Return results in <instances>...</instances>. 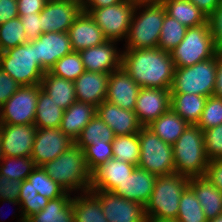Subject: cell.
I'll list each match as a JSON object with an SVG mask.
<instances>
[{"mask_svg":"<svg viewBox=\"0 0 222 222\" xmlns=\"http://www.w3.org/2000/svg\"><path fill=\"white\" fill-rule=\"evenodd\" d=\"M136 2L125 0L111 6L97 9H83L100 27L107 40H126L132 17L136 8Z\"/></svg>","mask_w":222,"mask_h":222,"instance_id":"cell-10","label":"cell"},{"mask_svg":"<svg viewBox=\"0 0 222 222\" xmlns=\"http://www.w3.org/2000/svg\"><path fill=\"white\" fill-rule=\"evenodd\" d=\"M96 114L97 107L93 104L76 101L64 110L59 129L76 141L83 128Z\"/></svg>","mask_w":222,"mask_h":222,"instance_id":"cell-25","label":"cell"},{"mask_svg":"<svg viewBox=\"0 0 222 222\" xmlns=\"http://www.w3.org/2000/svg\"><path fill=\"white\" fill-rule=\"evenodd\" d=\"M35 167L31 157L4 156L0 163V174L22 182L28 178Z\"/></svg>","mask_w":222,"mask_h":222,"instance_id":"cell-40","label":"cell"},{"mask_svg":"<svg viewBox=\"0 0 222 222\" xmlns=\"http://www.w3.org/2000/svg\"><path fill=\"white\" fill-rule=\"evenodd\" d=\"M114 131L96 114L83 128L75 144L82 150L88 145L112 143Z\"/></svg>","mask_w":222,"mask_h":222,"instance_id":"cell-34","label":"cell"},{"mask_svg":"<svg viewBox=\"0 0 222 222\" xmlns=\"http://www.w3.org/2000/svg\"><path fill=\"white\" fill-rule=\"evenodd\" d=\"M166 14L187 28L197 27L207 22V16L190 0H159Z\"/></svg>","mask_w":222,"mask_h":222,"instance_id":"cell-30","label":"cell"},{"mask_svg":"<svg viewBox=\"0 0 222 222\" xmlns=\"http://www.w3.org/2000/svg\"><path fill=\"white\" fill-rule=\"evenodd\" d=\"M135 165L112 158L102 164L91 174V190L112 192L117 185H121L132 171Z\"/></svg>","mask_w":222,"mask_h":222,"instance_id":"cell-23","label":"cell"},{"mask_svg":"<svg viewBox=\"0 0 222 222\" xmlns=\"http://www.w3.org/2000/svg\"><path fill=\"white\" fill-rule=\"evenodd\" d=\"M156 178V175L136 166L131 175L112 192L145 206L153 192Z\"/></svg>","mask_w":222,"mask_h":222,"instance_id":"cell-22","label":"cell"},{"mask_svg":"<svg viewBox=\"0 0 222 222\" xmlns=\"http://www.w3.org/2000/svg\"><path fill=\"white\" fill-rule=\"evenodd\" d=\"M208 222H222V214L218 215L214 219L209 220Z\"/></svg>","mask_w":222,"mask_h":222,"instance_id":"cell-59","label":"cell"},{"mask_svg":"<svg viewBox=\"0 0 222 222\" xmlns=\"http://www.w3.org/2000/svg\"><path fill=\"white\" fill-rule=\"evenodd\" d=\"M109 74L85 71L75 81V95L78 102L98 107L107 95Z\"/></svg>","mask_w":222,"mask_h":222,"instance_id":"cell-24","label":"cell"},{"mask_svg":"<svg viewBox=\"0 0 222 222\" xmlns=\"http://www.w3.org/2000/svg\"><path fill=\"white\" fill-rule=\"evenodd\" d=\"M70 192L48 201L40 212L28 217L30 222H74V211Z\"/></svg>","mask_w":222,"mask_h":222,"instance_id":"cell-31","label":"cell"},{"mask_svg":"<svg viewBox=\"0 0 222 222\" xmlns=\"http://www.w3.org/2000/svg\"><path fill=\"white\" fill-rule=\"evenodd\" d=\"M0 68L21 86L40 84L46 72L36 61L31 41L1 52Z\"/></svg>","mask_w":222,"mask_h":222,"instance_id":"cell-6","label":"cell"},{"mask_svg":"<svg viewBox=\"0 0 222 222\" xmlns=\"http://www.w3.org/2000/svg\"><path fill=\"white\" fill-rule=\"evenodd\" d=\"M213 95L222 98V52L216 53V82Z\"/></svg>","mask_w":222,"mask_h":222,"instance_id":"cell-53","label":"cell"},{"mask_svg":"<svg viewBox=\"0 0 222 222\" xmlns=\"http://www.w3.org/2000/svg\"><path fill=\"white\" fill-rule=\"evenodd\" d=\"M37 191H35L32 187V184L29 180L25 179L22 181L20 195L19 197H32L36 196Z\"/></svg>","mask_w":222,"mask_h":222,"instance_id":"cell-56","label":"cell"},{"mask_svg":"<svg viewBox=\"0 0 222 222\" xmlns=\"http://www.w3.org/2000/svg\"><path fill=\"white\" fill-rule=\"evenodd\" d=\"M187 27L165 13L160 32L158 48L170 52L178 46L185 37Z\"/></svg>","mask_w":222,"mask_h":222,"instance_id":"cell-37","label":"cell"},{"mask_svg":"<svg viewBox=\"0 0 222 222\" xmlns=\"http://www.w3.org/2000/svg\"><path fill=\"white\" fill-rule=\"evenodd\" d=\"M18 222H30V220L28 219V218H24V219H22V220H18Z\"/></svg>","mask_w":222,"mask_h":222,"instance_id":"cell-62","label":"cell"},{"mask_svg":"<svg viewBox=\"0 0 222 222\" xmlns=\"http://www.w3.org/2000/svg\"><path fill=\"white\" fill-rule=\"evenodd\" d=\"M1 201H2L3 203H4V202H6V203L8 202V204L19 205V206H18L19 209L21 208V205H20V202H19V201H12V200H9V199H8V200H0V202H1Z\"/></svg>","mask_w":222,"mask_h":222,"instance_id":"cell-58","label":"cell"},{"mask_svg":"<svg viewBox=\"0 0 222 222\" xmlns=\"http://www.w3.org/2000/svg\"><path fill=\"white\" fill-rule=\"evenodd\" d=\"M165 13L160 1L137 3L124 49L157 48Z\"/></svg>","mask_w":222,"mask_h":222,"instance_id":"cell-3","label":"cell"},{"mask_svg":"<svg viewBox=\"0 0 222 222\" xmlns=\"http://www.w3.org/2000/svg\"><path fill=\"white\" fill-rule=\"evenodd\" d=\"M50 74L75 81L85 72L79 52L72 51L59 59L48 71Z\"/></svg>","mask_w":222,"mask_h":222,"instance_id":"cell-41","label":"cell"},{"mask_svg":"<svg viewBox=\"0 0 222 222\" xmlns=\"http://www.w3.org/2000/svg\"><path fill=\"white\" fill-rule=\"evenodd\" d=\"M20 87V84L0 68V108Z\"/></svg>","mask_w":222,"mask_h":222,"instance_id":"cell-49","label":"cell"},{"mask_svg":"<svg viewBox=\"0 0 222 222\" xmlns=\"http://www.w3.org/2000/svg\"><path fill=\"white\" fill-rule=\"evenodd\" d=\"M188 125L189 124L170 107L164 114L151 122L147 128L165 143L173 145Z\"/></svg>","mask_w":222,"mask_h":222,"instance_id":"cell-28","label":"cell"},{"mask_svg":"<svg viewBox=\"0 0 222 222\" xmlns=\"http://www.w3.org/2000/svg\"><path fill=\"white\" fill-rule=\"evenodd\" d=\"M188 186L195 193L208 221L222 214V191L213 186L206 177L190 178Z\"/></svg>","mask_w":222,"mask_h":222,"instance_id":"cell-26","label":"cell"},{"mask_svg":"<svg viewBox=\"0 0 222 222\" xmlns=\"http://www.w3.org/2000/svg\"><path fill=\"white\" fill-rule=\"evenodd\" d=\"M203 134L208 160L222 159V124L204 130Z\"/></svg>","mask_w":222,"mask_h":222,"instance_id":"cell-44","label":"cell"},{"mask_svg":"<svg viewBox=\"0 0 222 222\" xmlns=\"http://www.w3.org/2000/svg\"><path fill=\"white\" fill-rule=\"evenodd\" d=\"M74 144L75 141L62 133L59 128L37 129L31 158L35 166H42Z\"/></svg>","mask_w":222,"mask_h":222,"instance_id":"cell-14","label":"cell"},{"mask_svg":"<svg viewBox=\"0 0 222 222\" xmlns=\"http://www.w3.org/2000/svg\"><path fill=\"white\" fill-rule=\"evenodd\" d=\"M178 222H208L193 190L187 186L179 201Z\"/></svg>","mask_w":222,"mask_h":222,"instance_id":"cell-36","label":"cell"},{"mask_svg":"<svg viewBox=\"0 0 222 222\" xmlns=\"http://www.w3.org/2000/svg\"><path fill=\"white\" fill-rule=\"evenodd\" d=\"M130 1H134L136 3H144V2H155L159 0H130Z\"/></svg>","mask_w":222,"mask_h":222,"instance_id":"cell-60","label":"cell"},{"mask_svg":"<svg viewBox=\"0 0 222 222\" xmlns=\"http://www.w3.org/2000/svg\"><path fill=\"white\" fill-rule=\"evenodd\" d=\"M99 199L108 222H145V206L102 190H91Z\"/></svg>","mask_w":222,"mask_h":222,"instance_id":"cell-13","label":"cell"},{"mask_svg":"<svg viewBox=\"0 0 222 222\" xmlns=\"http://www.w3.org/2000/svg\"><path fill=\"white\" fill-rule=\"evenodd\" d=\"M83 151L87 168L91 174L102 164L113 158L112 143L88 145Z\"/></svg>","mask_w":222,"mask_h":222,"instance_id":"cell-43","label":"cell"},{"mask_svg":"<svg viewBox=\"0 0 222 222\" xmlns=\"http://www.w3.org/2000/svg\"><path fill=\"white\" fill-rule=\"evenodd\" d=\"M170 90L161 88H141L139 90L134 112L140 124L147 127L151 122L170 108Z\"/></svg>","mask_w":222,"mask_h":222,"instance_id":"cell-18","label":"cell"},{"mask_svg":"<svg viewBox=\"0 0 222 222\" xmlns=\"http://www.w3.org/2000/svg\"><path fill=\"white\" fill-rule=\"evenodd\" d=\"M40 87L21 86L0 108V124H34Z\"/></svg>","mask_w":222,"mask_h":222,"instance_id":"cell-11","label":"cell"},{"mask_svg":"<svg viewBox=\"0 0 222 222\" xmlns=\"http://www.w3.org/2000/svg\"><path fill=\"white\" fill-rule=\"evenodd\" d=\"M97 115L114 131L115 136L139 133L143 127L134 111L123 109L106 100L97 107Z\"/></svg>","mask_w":222,"mask_h":222,"instance_id":"cell-21","label":"cell"},{"mask_svg":"<svg viewBox=\"0 0 222 222\" xmlns=\"http://www.w3.org/2000/svg\"><path fill=\"white\" fill-rule=\"evenodd\" d=\"M3 158H4V155H3V152H2V143H1V140H0V163L3 160Z\"/></svg>","mask_w":222,"mask_h":222,"instance_id":"cell-61","label":"cell"},{"mask_svg":"<svg viewBox=\"0 0 222 222\" xmlns=\"http://www.w3.org/2000/svg\"><path fill=\"white\" fill-rule=\"evenodd\" d=\"M40 86L64 110L77 101L74 81L58 77L46 71Z\"/></svg>","mask_w":222,"mask_h":222,"instance_id":"cell-27","label":"cell"},{"mask_svg":"<svg viewBox=\"0 0 222 222\" xmlns=\"http://www.w3.org/2000/svg\"><path fill=\"white\" fill-rule=\"evenodd\" d=\"M64 109L58 106L51 97L39 88L34 125L37 129L59 128Z\"/></svg>","mask_w":222,"mask_h":222,"instance_id":"cell-33","label":"cell"},{"mask_svg":"<svg viewBox=\"0 0 222 222\" xmlns=\"http://www.w3.org/2000/svg\"><path fill=\"white\" fill-rule=\"evenodd\" d=\"M22 182L0 174V200L18 201Z\"/></svg>","mask_w":222,"mask_h":222,"instance_id":"cell-48","label":"cell"},{"mask_svg":"<svg viewBox=\"0 0 222 222\" xmlns=\"http://www.w3.org/2000/svg\"><path fill=\"white\" fill-rule=\"evenodd\" d=\"M73 51H81L107 41L100 27L84 10L75 18L68 30Z\"/></svg>","mask_w":222,"mask_h":222,"instance_id":"cell-20","label":"cell"},{"mask_svg":"<svg viewBox=\"0 0 222 222\" xmlns=\"http://www.w3.org/2000/svg\"><path fill=\"white\" fill-rule=\"evenodd\" d=\"M18 201L21 205V209L18 211L19 213L21 212L19 220H22L44 209L49 199L37 193L36 196L32 197H19Z\"/></svg>","mask_w":222,"mask_h":222,"instance_id":"cell-45","label":"cell"},{"mask_svg":"<svg viewBox=\"0 0 222 222\" xmlns=\"http://www.w3.org/2000/svg\"><path fill=\"white\" fill-rule=\"evenodd\" d=\"M31 42L35 45L36 61L45 71L73 51L67 32L42 33Z\"/></svg>","mask_w":222,"mask_h":222,"instance_id":"cell-17","label":"cell"},{"mask_svg":"<svg viewBox=\"0 0 222 222\" xmlns=\"http://www.w3.org/2000/svg\"><path fill=\"white\" fill-rule=\"evenodd\" d=\"M48 0H17L18 14L40 13Z\"/></svg>","mask_w":222,"mask_h":222,"instance_id":"cell-51","label":"cell"},{"mask_svg":"<svg viewBox=\"0 0 222 222\" xmlns=\"http://www.w3.org/2000/svg\"><path fill=\"white\" fill-rule=\"evenodd\" d=\"M204 177H206L213 186L222 191V159L209 161Z\"/></svg>","mask_w":222,"mask_h":222,"instance_id":"cell-50","label":"cell"},{"mask_svg":"<svg viewBox=\"0 0 222 222\" xmlns=\"http://www.w3.org/2000/svg\"><path fill=\"white\" fill-rule=\"evenodd\" d=\"M121 66L141 88L170 90L174 62L169 52L161 49H123Z\"/></svg>","mask_w":222,"mask_h":222,"instance_id":"cell-1","label":"cell"},{"mask_svg":"<svg viewBox=\"0 0 222 222\" xmlns=\"http://www.w3.org/2000/svg\"><path fill=\"white\" fill-rule=\"evenodd\" d=\"M140 89L141 87L121 66L109 74L105 100L123 109L134 111Z\"/></svg>","mask_w":222,"mask_h":222,"instance_id":"cell-19","label":"cell"},{"mask_svg":"<svg viewBox=\"0 0 222 222\" xmlns=\"http://www.w3.org/2000/svg\"><path fill=\"white\" fill-rule=\"evenodd\" d=\"M216 82V55L190 67L175 68L170 93H189L209 97Z\"/></svg>","mask_w":222,"mask_h":222,"instance_id":"cell-9","label":"cell"},{"mask_svg":"<svg viewBox=\"0 0 222 222\" xmlns=\"http://www.w3.org/2000/svg\"><path fill=\"white\" fill-rule=\"evenodd\" d=\"M18 16L17 0H0V25Z\"/></svg>","mask_w":222,"mask_h":222,"instance_id":"cell-52","label":"cell"},{"mask_svg":"<svg viewBox=\"0 0 222 222\" xmlns=\"http://www.w3.org/2000/svg\"><path fill=\"white\" fill-rule=\"evenodd\" d=\"M207 98L189 93H171L170 107L188 124L197 125Z\"/></svg>","mask_w":222,"mask_h":222,"instance_id":"cell-29","label":"cell"},{"mask_svg":"<svg viewBox=\"0 0 222 222\" xmlns=\"http://www.w3.org/2000/svg\"><path fill=\"white\" fill-rule=\"evenodd\" d=\"M80 194L72 197L74 222H108L98 197L91 190Z\"/></svg>","mask_w":222,"mask_h":222,"instance_id":"cell-32","label":"cell"},{"mask_svg":"<svg viewBox=\"0 0 222 222\" xmlns=\"http://www.w3.org/2000/svg\"><path fill=\"white\" fill-rule=\"evenodd\" d=\"M41 167L66 192L91 190V173L85 162L84 151L76 144Z\"/></svg>","mask_w":222,"mask_h":222,"instance_id":"cell-2","label":"cell"},{"mask_svg":"<svg viewBox=\"0 0 222 222\" xmlns=\"http://www.w3.org/2000/svg\"><path fill=\"white\" fill-rule=\"evenodd\" d=\"M113 158L137 166L140 157L138 133L116 136L112 142Z\"/></svg>","mask_w":222,"mask_h":222,"instance_id":"cell-35","label":"cell"},{"mask_svg":"<svg viewBox=\"0 0 222 222\" xmlns=\"http://www.w3.org/2000/svg\"><path fill=\"white\" fill-rule=\"evenodd\" d=\"M220 124H222V98L212 95L207 98L197 126L204 131Z\"/></svg>","mask_w":222,"mask_h":222,"instance_id":"cell-42","label":"cell"},{"mask_svg":"<svg viewBox=\"0 0 222 222\" xmlns=\"http://www.w3.org/2000/svg\"><path fill=\"white\" fill-rule=\"evenodd\" d=\"M125 0H83V9H97L121 3Z\"/></svg>","mask_w":222,"mask_h":222,"instance_id":"cell-55","label":"cell"},{"mask_svg":"<svg viewBox=\"0 0 222 222\" xmlns=\"http://www.w3.org/2000/svg\"><path fill=\"white\" fill-rule=\"evenodd\" d=\"M140 157L138 167L156 176L175 174L172 145L165 143L147 127L138 133Z\"/></svg>","mask_w":222,"mask_h":222,"instance_id":"cell-8","label":"cell"},{"mask_svg":"<svg viewBox=\"0 0 222 222\" xmlns=\"http://www.w3.org/2000/svg\"><path fill=\"white\" fill-rule=\"evenodd\" d=\"M169 53L175 68L190 67L214 57L217 50L208 21L203 25L187 28L181 43Z\"/></svg>","mask_w":222,"mask_h":222,"instance_id":"cell-7","label":"cell"},{"mask_svg":"<svg viewBox=\"0 0 222 222\" xmlns=\"http://www.w3.org/2000/svg\"><path fill=\"white\" fill-rule=\"evenodd\" d=\"M27 180L37 193L49 200L59 198L66 193L65 189L48 176L41 166H36Z\"/></svg>","mask_w":222,"mask_h":222,"instance_id":"cell-38","label":"cell"},{"mask_svg":"<svg viewBox=\"0 0 222 222\" xmlns=\"http://www.w3.org/2000/svg\"><path fill=\"white\" fill-rule=\"evenodd\" d=\"M24 25V31L28 41L36 40L42 34L41 12L35 14H18Z\"/></svg>","mask_w":222,"mask_h":222,"instance_id":"cell-46","label":"cell"},{"mask_svg":"<svg viewBox=\"0 0 222 222\" xmlns=\"http://www.w3.org/2000/svg\"><path fill=\"white\" fill-rule=\"evenodd\" d=\"M172 149L176 174L189 178L205 175L209 160L203 131L197 125L189 124Z\"/></svg>","mask_w":222,"mask_h":222,"instance_id":"cell-4","label":"cell"},{"mask_svg":"<svg viewBox=\"0 0 222 222\" xmlns=\"http://www.w3.org/2000/svg\"><path fill=\"white\" fill-rule=\"evenodd\" d=\"M217 52H222V3L207 18Z\"/></svg>","mask_w":222,"mask_h":222,"instance_id":"cell-47","label":"cell"},{"mask_svg":"<svg viewBox=\"0 0 222 222\" xmlns=\"http://www.w3.org/2000/svg\"><path fill=\"white\" fill-rule=\"evenodd\" d=\"M189 177L172 174L157 176L153 192L145 205L146 217L176 220L182 192L189 183Z\"/></svg>","mask_w":222,"mask_h":222,"instance_id":"cell-5","label":"cell"},{"mask_svg":"<svg viewBox=\"0 0 222 222\" xmlns=\"http://www.w3.org/2000/svg\"><path fill=\"white\" fill-rule=\"evenodd\" d=\"M195 4L207 17L220 5L219 0H190Z\"/></svg>","mask_w":222,"mask_h":222,"instance_id":"cell-54","label":"cell"},{"mask_svg":"<svg viewBox=\"0 0 222 222\" xmlns=\"http://www.w3.org/2000/svg\"><path fill=\"white\" fill-rule=\"evenodd\" d=\"M29 42L19 16L0 25V52Z\"/></svg>","mask_w":222,"mask_h":222,"instance_id":"cell-39","label":"cell"},{"mask_svg":"<svg viewBox=\"0 0 222 222\" xmlns=\"http://www.w3.org/2000/svg\"><path fill=\"white\" fill-rule=\"evenodd\" d=\"M117 41L107 40L101 45L79 51L85 71L110 74L121 67L122 50Z\"/></svg>","mask_w":222,"mask_h":222,"instance_id":"cell-16","label":"cell"},{"mask_svg":"<svg viewBox=\"0 0 222 222\" xmlns=\"http://www.w3.org/2000/svg\"><path fill=\"white\" fill-rule=\"evenodd\" d=\"M145 222H178V221L171 219H158L154 217H146Z\"/></svg>","mask_w":222,"mask_h":222,"instance_id":"cell-57","label":"cell"},{"mask_svg":"<svg viewBox=\"0 0 222 222\" xmlns=\"http://www.w3.org/2000/svg\"><path fill=\"white\" fill-rule=\"evenodd\" d=\"M83 10V0H50L41 11L42 33L68 32Z\"/></svg>","mask_w":222,"mask_h":222,"instance_id":"cell-12","label":"cell"},{"mask_svg":"<svg viewBox=\"0 0 222 222\" xmlns=\"http://www.w3.org/2000/svg\"><path fill=\"white\" fill-rule=\"evenodd\" d=\"M37 128L34 124H0L2 152L7 157H31Z\"/></svg>","mask_w":222,"mask_h":222,"instance_id":"cell-15","label":"cell"}]
</instances>
